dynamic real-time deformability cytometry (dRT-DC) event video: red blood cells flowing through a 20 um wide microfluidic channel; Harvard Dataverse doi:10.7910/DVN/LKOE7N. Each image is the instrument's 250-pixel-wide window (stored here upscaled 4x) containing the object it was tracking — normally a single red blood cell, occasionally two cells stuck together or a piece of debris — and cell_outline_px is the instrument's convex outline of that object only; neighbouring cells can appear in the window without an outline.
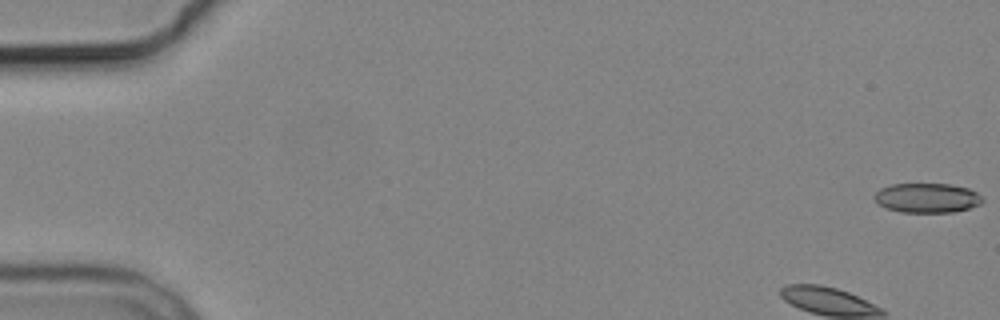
{"species": "common noctule bat (a hibernating species)", "species_latin": "Nyctalus noctula", "temperature_condition": "cold", "stored_images_in_passage": 8, "camera_frame_rate_fps": 3000, "um_per_image_px": 0.085, "animal": {"sex": "male", "body_mass_g": 19.2, "forearm_length_mm": 51.8}, "frame": {"image": 1, "passage_image": 1, "time_ms": 0.0, "image_size_px": [1000, 320], "cell_outline_px": [[984, 200], [980, 204], [968, 208], [952, 212], [900, 212], [888, 208], [880, 204], [872, 196], [880, 188], [892, 184], [948, 184], [968, 188], [976, 192]], "centroid_in_image_um": [78.79, 16.82], "position_along_channel_um": 6.2, "area_um2": 18.44}}
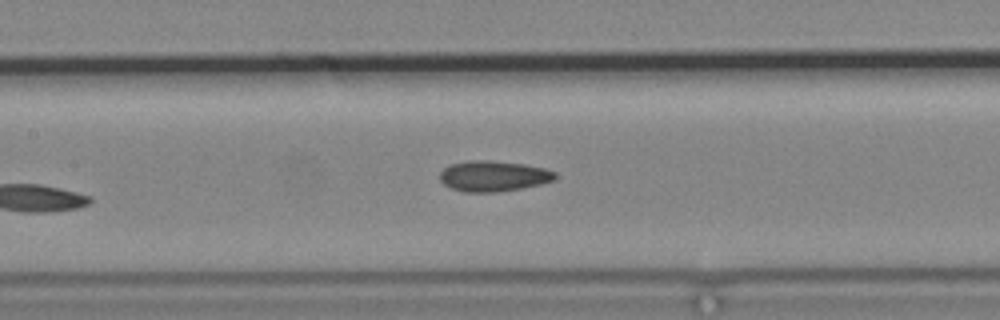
{"frame": {"image": 2, "passage_image": 8, "time_ms": 8.667, "image_size_px": [1000, 320], "cell_outline_px": [[556, 180], [540, 184], [520, 188], [496, 192], [464, 192], [452, 188], [444, 184], [440, 180], [440, 172], [444, 168], [452, 164], [468, 160], [488, 160], [524, 164], [544, 168], [556, 172]], "centroid_in_image_um": [41.95, 14.96], "position_along_channel_um": 165.5, "area_um2": 20.52}}